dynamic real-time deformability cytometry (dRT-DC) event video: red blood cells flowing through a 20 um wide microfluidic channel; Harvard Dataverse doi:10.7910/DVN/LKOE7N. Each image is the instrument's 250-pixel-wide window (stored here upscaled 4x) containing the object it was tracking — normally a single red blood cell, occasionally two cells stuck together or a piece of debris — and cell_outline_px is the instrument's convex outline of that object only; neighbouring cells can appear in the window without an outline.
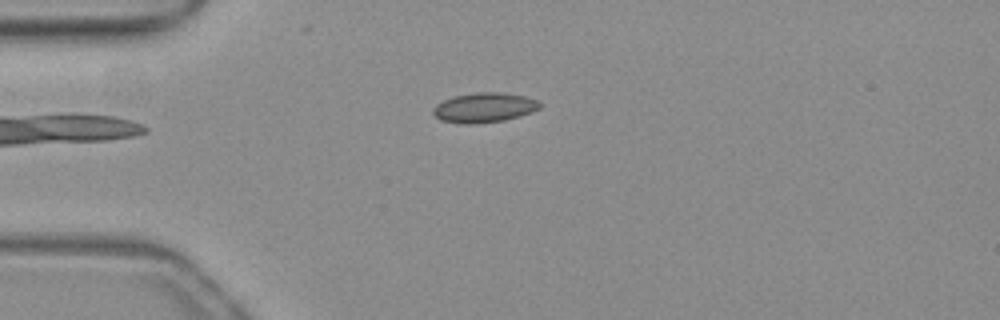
{"species": "common noctule bat (a hibernating species)", "species_latin": "Nyctalus noctula", "temperature_condition": "warm", "stored_images_in_passage": 16, "camera_frame_rate_fps": 3000, "um_per_image_px": 0.085, "animal": {"sex": "female", "body_mass_g": 19.3, "forearm_length_mm": 54.1}, "frame": {"image": 1, "passage_image": 1, "time_ms": 0.0, "image_size_px": [1000, 320], "cell_outline_px": [[540, 108], [532, 112], [504, 120], [472, 124], [460, 124], [440, 120], [432, 112], [432, 108], [436, 104], [452, 96], [476, 92], [500, 92], [524, 96], [536, 100], [540, 104]], "centroid_in_image_um": [41.11, 9.14], "position_along_channel_um": 43.9, "area_um2": 18.5}}
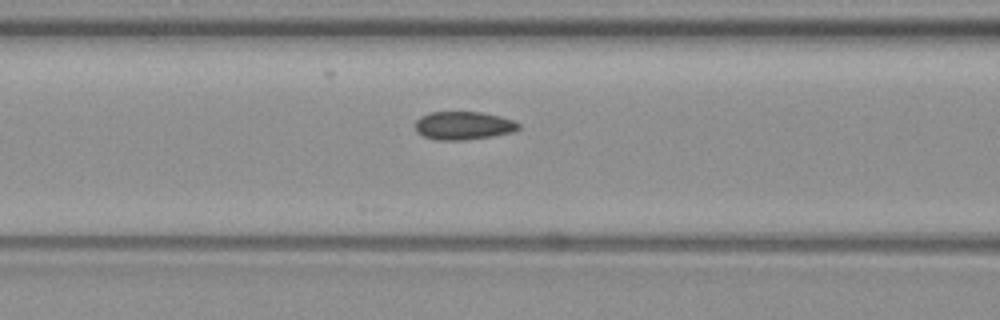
{"frame": {"image": 2, "passage_image": 9, "time_ms": 2.667, "image_size_px": [1000, 320], "cell_outline_px": [[520, 128], [512, 132], [492, 136], [464, 140], [436, 140], [424, 136], [416, 132], [416, 120], [420, 116], [432, 112], [484, 112], [500, 116], [512, 120], [520, 124]], "centroid_in_image_um": [39.39, 10.67], "position_along_channel_um": 127.2, "area_um2": 16.99}}
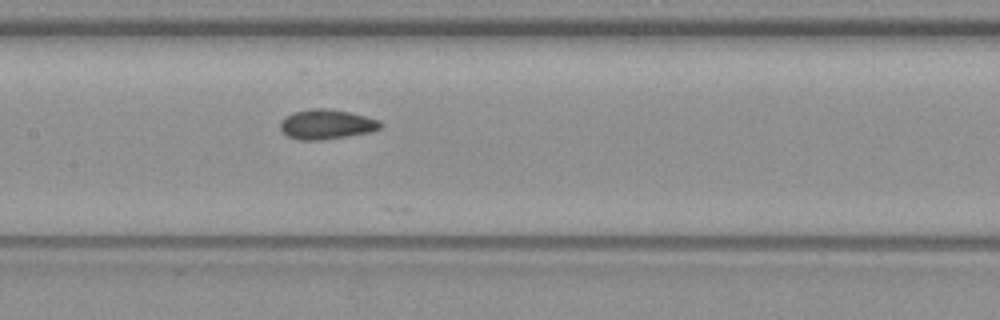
{"frame": {"image": 3, "passage_image": 13, "time_ms": 4.0, "image_size_px": [1000, 320], "cell_outline_px": [[384, 124], [380, 128], [372, 132], [348, 136], [320, 140], [296, 140], [288, 136], [280, 128], [280, 120], [284, 116], [292, 112], [312, 108], [324, 108], [348, 112], [380, 120]], "centroid_in_image_um": [27.74, 10.57], "position_along_channel_um": 179.7, "area_um2": 17.51}}